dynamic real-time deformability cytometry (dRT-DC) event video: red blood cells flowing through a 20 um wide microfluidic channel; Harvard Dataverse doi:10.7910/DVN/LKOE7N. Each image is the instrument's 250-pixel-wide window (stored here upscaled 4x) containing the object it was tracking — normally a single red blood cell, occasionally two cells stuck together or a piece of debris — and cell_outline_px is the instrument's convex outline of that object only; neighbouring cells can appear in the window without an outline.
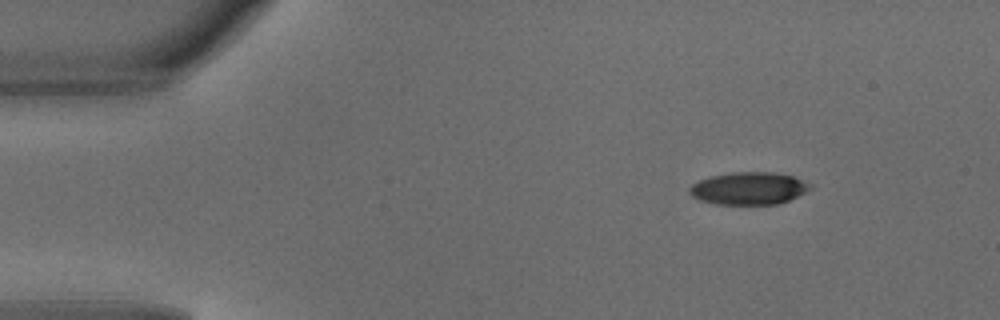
{"species": "common noctule bat (a hibernating species)", "species_latin": "Nyctalus noctula", "temperature_condition": "warm", "stored_images_in_passage": 3, "camera_frame_rate_fps": 3000, "um_per_image_px": 0.085, "animal": {"sex": "male", "body_mass_g": 18.8}, "frame": {"image": 1, "passage_image": 1, "time_ms": 0.0, "image_size_px": [1000, 320], "cell_outline_px": [[812, 188], [780, 204], [716, 204], [700, 200], [692, 196], [688, 192], [688, 188], [692, 184], [708, 176], [732, 172], [772, 172], [792, 176], [812, 184]], "centroid_in_image_um": [63.61, 16.0], "position_along_channel_um": 21.4, "area_um2": 22.83}}